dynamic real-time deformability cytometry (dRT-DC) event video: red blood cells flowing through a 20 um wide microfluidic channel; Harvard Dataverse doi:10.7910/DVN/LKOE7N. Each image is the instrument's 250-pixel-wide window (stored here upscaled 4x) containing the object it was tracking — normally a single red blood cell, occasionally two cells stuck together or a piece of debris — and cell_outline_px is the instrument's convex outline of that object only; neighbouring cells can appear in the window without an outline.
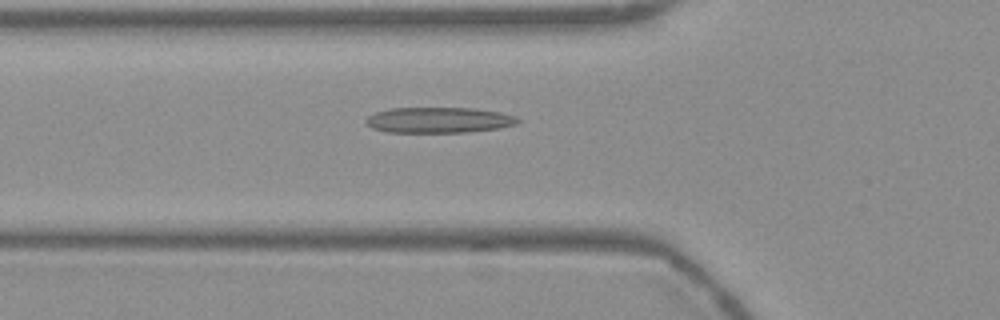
{"species": "Egyptian fruit bat (a non-hibernating species)", "species_latin": "Rousettus aegyptiacus", "temperature_condition": "warm", "stored_images_in_passage": 53, "camera_frame_rate_fps": 3000, "um_per_image_px": 0.085, "frame": {"image": 1, "passage_image": 18, "time_ms": 5.667, "image_size_px": [1000, 320], "cell_outline_px": [[520, 120], [516, 124], [500, 128], [468, 132], [388, 132], [372, 128], [364, 120], [368, 116], [376, 112], [388, 108], [472, 108], [500, 112], [516, 116]], "centroid_in_image_um": [37.3, 10.2], "position_along_channel_um": 88.5, "area_um2": 22.72}}
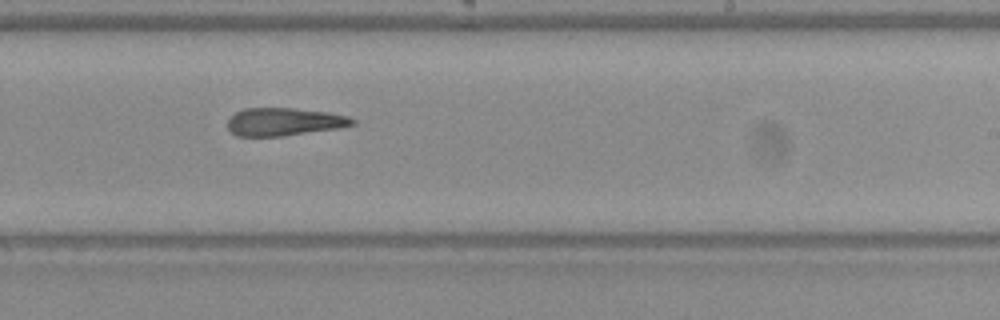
{"frame": {"image": 2, "passage_image": 32, "time_ms": 10.333, "image_size_px": [1000, 320], "cell_outline_px": [[356, 124], [340, 128], [284, 136], [236, 136], [228, 128], [228, 120], [236, 112], [244, 108], [296, 108], [328, 112], [348, 116], [356, 120]], "centroid_in_image_um": [24.19, 10.35], "position_along_channel_um": 264.8, "area_um2": 20.4}}
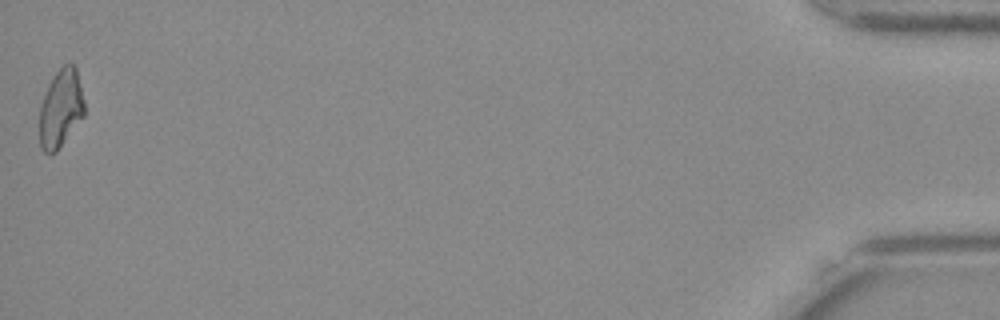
{"frame": {"image": 3, "passage_image": 53, "time_ms": 17.333, "image_size_px": [1000, 320], "cell_outline_px": [[84, 116], [56, 152], [44, 152], [40, 148], [40, 104], [48, 84], [52, 76], [64, 64], [72, 64], [76, 68], [84, 100]], "centroid_in_image_um": [5.16, 9.21], "position_along_channel_um": 430.0, "area_um2": 20.35}, "authors_computed_cell_mechanics": {"area_um2": 21.2704, "velocity_mm_per_s": 3.7688, "shape_relaxation_time_tau1_ms": null, "shape_relaxation_time_tau2_ms": 3.7529, "deformation_change_tau1": null, "deformation_change_tau2": 0.1556}}